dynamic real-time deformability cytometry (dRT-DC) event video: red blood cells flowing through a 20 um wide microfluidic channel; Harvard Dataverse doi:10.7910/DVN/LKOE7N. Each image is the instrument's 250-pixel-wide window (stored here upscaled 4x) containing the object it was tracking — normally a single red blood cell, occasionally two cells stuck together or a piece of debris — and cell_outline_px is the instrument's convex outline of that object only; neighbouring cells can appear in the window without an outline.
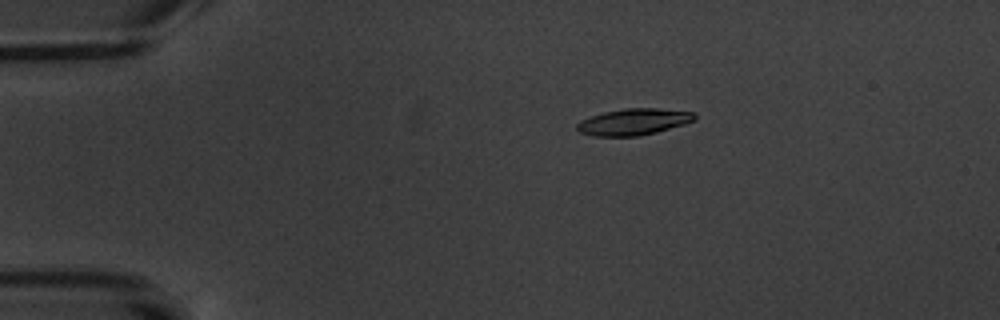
{"species": "common noctule bat (a hibernating species)", "species_latin": "Nyctalus noctula", "temperature_condition": "warm", "stored_images_in_passage": 6, "camera_frame_rate_fps": 3000, "um_per_image_px": 0.085, "animal": {"sex": "male", "body_mass_g": 20.1, "forearm_length_mm": 53.5}, "frame": {"image": 1, "passage_image": 4, "time_ms": 3.667, "image_size_px": [1000, 320], "cell_outline_px": [[696, 120], [684, 124], [656, 132], [636, 136], [592, 136], [580, 132], [576, 128], [576, 124], [580, 120], [604, 112], [624, 108], [656, 108], [692, 112], [696, 116]], "centroid_in_image_um": [53.83, 10.35], "position_along_channel_um": 31.2, "area_um2": 18.03}}